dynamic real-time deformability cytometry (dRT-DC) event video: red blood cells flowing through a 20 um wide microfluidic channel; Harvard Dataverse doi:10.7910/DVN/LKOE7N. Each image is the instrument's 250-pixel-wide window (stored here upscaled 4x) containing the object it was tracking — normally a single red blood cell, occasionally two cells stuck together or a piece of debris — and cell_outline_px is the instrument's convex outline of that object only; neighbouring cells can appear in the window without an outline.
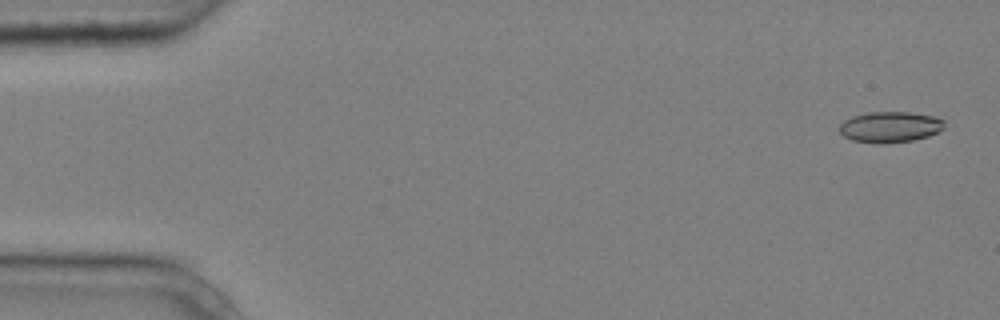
{"species": "common noctule bat (a hibernating species)", "species_latin": "Nyctalus noctula", "temperature_condition": "cold", "stored_images_in_passage": 5, "camera_frame_rate_fps": 3000, "um_per_image_px": 0.085, "animal": {"sex": "male", "body_mass_g": 20.4}, "frame": {"image": 1, "passage_image": 1, "time_ms": 0.0, "image_size_px": [1000, 320], "cell_outline_px": [[944, 128], [940, 132], [928, 136], [912, 140], [880, 144], [852, 140], [844, 136], [840, 132], [840, 124], [844, 120], [852, 116], [868, 112], [912, 112], [936, 116], [944, 120]], "centroid_in_image_um": [75.68, 10.78], "position_along_channel_um": 9.3, "area_um2": 19.02}}
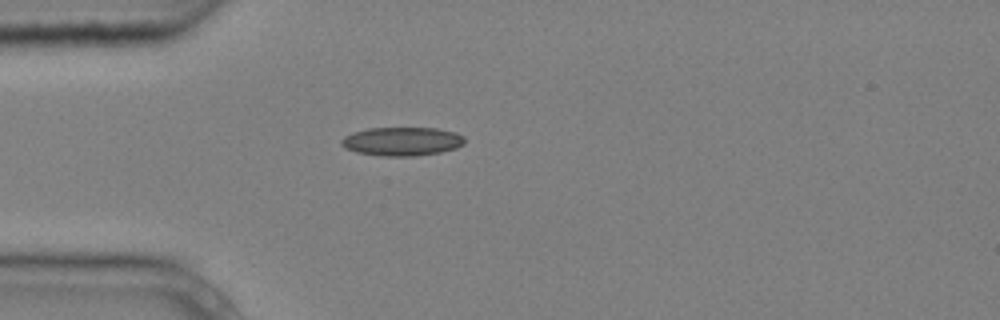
{"frame": {"image": 2, "passage_image": 4, "time_ms": 1.0, "image_size_px": [1000, 320], "cell_outline_px": [[464, 144], [456, 148], [440, 152], [416, 156], [380, 156], [356, 152], [344, 148], [340, 144], [340, 140], [344, 136], [352, 132], [368, 128], [436, 128], [456, 132], [464, 136]], "centroid_in_image_um": [34.15, 12.02], "position_along_channel_um": 50.9, "area_um2": 20.81}}